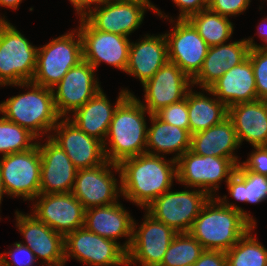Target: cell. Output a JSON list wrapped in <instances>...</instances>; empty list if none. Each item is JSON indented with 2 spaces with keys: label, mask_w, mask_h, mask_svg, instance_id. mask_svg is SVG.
<instances>
[{
  "label": "cell",
  "mask_w": 267,
  "mask_h": 266,
  "mask_svg": "<svg viewBox=\"0 0 267 266\" xmlns=\"http://www.w3.org/2000/svg\"><path fill=\"white\" fill-rule=\"evenodd\" d=\"M256 220L241 207L227 202V196L210 197L193 222L189 233L205 250L227 252Z\"/></svg>",
  "instance_id": "6da1fadb"
},
{
  "label": "cell",
  "mask_w": 267,
  "mask_h": 266,
  "mask_svg": "<svg viewBox=\"0 0 267 266\" xmlns=\"http://www.w3.org/2000/svg\"><path fill=\"white\" fill-rule=\"evenodd\" d=\"M143 153L122 160L120 169L121 196L141 208L171 189L177 180V161L173 158Z\"/></svg>",
  "instance_id": "7a4b0ae2"
},
{
  "label": "cell",
  "mask_w": 267,
  "mask_h": 266,
  "mask_svg": "<svg viewBox=\"0 0 267 266\" xmlns=\"http://www.w3.org/2000/svg\"><path fill=\"white\" fill-rule=\"evenodd\" d=\"M145 114L151 115L134 94L118 105L103 142L106 161L119 164L124 159L146 153L148 125Z\"/></svg>",
  "instance_id": "3957f363"
},
{
  "label": "cell",
  "mask_w": 267,
  "mask_h": 266,
  "mask_svg": "<svg viewBox=\"0 0 267 266\" xmlns=\"http://www.w3.org/2000/svg\"><path fill=\"white\" fill-rule=\"evenodd\" d=\"M13 85L26 87L28 91L2 101L0 114L27 129L36 138L45 136V133L50 137L48 133L52 132L61 118L55 108L52 89L32 81L10 84Z\"/></svg>",
  "instance_id": "277c9868"
},
{
  "label": "cell",
  "mask_w": 267,
  "mask_h": 266,
  "mask_svg": "<svg viewBox=\"0 0 267 266\" xmlns=\"http://www.w3.org/2000/svg\"><path fill=\"white\" fill-rule=\"evenodd\" d=\"M38 48L16 29L5 16L0 17V85L32 81Z\"/></svg>",
  "instance_id": "5b68a950"
},
{
  "label": "cell",
  "mask_w": 267,
  "mask_h": 266,
  "mask_svg": "<svg viewBox=\"0 0 267 266\" xmlns=\"http://www.w3.org/2000/svg\"><path fill=\"white\" fill-rule=\"evenodd\" d=\"M76 30L38 47L33 83L52 89L70 68L83 60L82 39Z\"/></svg>",
  "instance_id": "8992f818"
},
{
  "label": "cell",
  "mask_w": 267,
  "mask_h": 266,
  "mask_svg": "<svg viewBox=\"0 0 267 266\" xmlns=\"http://www.w3.org/2000/svg\"><path fill=\"white\" fill-rule=\"evenodd\" d=\"M177 161V182L187 188H198L215 197L220 183H227L237 165L229 158L201 156L190 149ZM202 188V189H201ZM214 193V194H213Z\"/></svg>",
  "instance_id": "52a82bcc"
},
{
  "label": "cell",
  "mask_w": 267,
  "mask_h": 266,
  "mask_svg": "<svg viewBox=\"0 0 267 266\" xmlns=\"http://www.w3.org/2000/svg\"><path fill=\"white\" fill-rule=\"evenodd\" d=\"M192 190V191H191ZM164 192L144 210L176 233H188L194 220L210 196L203 190L191 189Z\"/></svg>",
  "instance_id": "ba28073f"
},
{
  "label": "cell",
  "mask_w": 267,
  "mask_h": 266,
  "mask_svg": "<svg viewBox=\"0 0 267 266\" xmlns=\"http://www.w3.org/2000/svg\"><path fill=\"white\" fill-rule=\"evenodd\" d=\"M41 156L38 144L30 150L2 156L0 175L10 197L34 201L40 194Z\"/></svg>",
  "instance_id": "9c48e42d"
},
{
  "label": "cell",
  "mask_w": 267,
  "mask_h": 266,
  "mask_svg": "<svg viewBox=\"0 0 267 266\" xmlns=\"http://www.w3.org/2000/svg\"><path fill=\"white\" fill-rule=\"evenodd\" d=\"M65 263L69 258L89 266H127V252L121 244L88 231L76 229L64 237Z\"/></svg>",
  "instance_id": "30bf717a"
},
{
  "label": "cell",
  "mask_w": 267,
  "mask_h": 266,
  "mask_svg": "<svg viewBox=\"0 0 267 266\" xmlns=\"http://www.w3.org/2000/svg\"><path fill=\"white\" fill-rule=\"evenodd\" d=\"M112 168L113 171L119 173L120 178L118 164L109 161L93 168L77 170L71 193L85 210L118 202V197L120 198L122 194L121 181L118 182L117 178L114 177Z\"/></svg>",
  "instance_id": "8fae6325"
},
{
  "label": "cell",
  "mask_w": 267,
  "mask_h": 266,
  "mask_svg": "<svg viewBox=\"0 0 267 266\" xmlns=\"http://www.w3.org/2000/svg\"><path fill=\"white\" fill-rule=\"evenodd\" d=\"M143 219L140 226L135 220L133 222V238L127 251V265L139 263L141 266H159L177 233L146 210Z\"/></svg>",
  "instance_id": "7c38bea8"
},
{
  "label": "cell",
  "mask_w": 267,
  "mask_h": 266,
  "mask_svg": "<svg viewBox=\"0 0 267 266\" xmlns=\"http://www.w3.org/2000/svg\"><path fill=\"white\" fill-rule=\"evenodd\" d=\"M147 9L156 13L146 0L103 1L84 19L96 30L129 37L142 24Z\"/></svg>",
  "instance_id": "4fadbf2b"
},
{
  "label": "cell",
  "mask_w": 267,
  "mask_h": 266,
  "mask_svg": "<svg viewBox=\"0 0 267 266\" xmlns=\"http://www.w3.org/2000/svg\"><path fill=\"white\" fill-rule=\"evenodd\" d=\"M79 22L83 59L94 69L104 62L125 72L129 59V38L96 30L84 18H80Z\"/></svg>",
  "instance_id": "5bb4252c"
},
{
  "label": "cell",
  "mask_w": 267,
  "mask_h": 266,
  "mask_svg": "<svg viewBox=\"0 0 267 266\" xmlns=\"http://www.w3.org/2000/svg\"><path fill=\"white\" fill-rule=\"evenodd\" d=\"M94 72L93 66L83 59L52 88L55 108L61 118H68L69 112L82 107L101 89Z\"/></svg>",
  "instance_id": "9a60e30c"
},
{
  "label": "cell",
  "mask_w": 267,
  "mask_h": 266,
  "mask_svg": "<svg viewBox=\"0 0 267 266\" xmlns=\"http://www.w3.org/2000/svg\"><path fill=\"white\" fill-rule=\"evenodd\" d=\"M166 32L168 61L177 65L191 80L199 73L209 46L187 20L177 19Z\"/></svg>",
  "instance_id": "2e32d148"
},
{
  "label": "cell",
  "mask_w": 267,
  "mask_h": 266,
  "mask_svg": "<svg viewBox=\"0 0 267 266\" xmlns=\"http://www.w3.org/2000/svg\"><path fill=\"white\" fill-rule=\"evenodd\" d=\"M35 199L31 214L57 233L65 237L84 227L85 209L71 192L39 194Z\"/></svg>",
  "instance_id": "e0dca14e"
},
{
  "label": "cell",
  "mask_w": 267,
  "mask_h": 266,
  "mask_svg": "<svg viewBox=\"0 0 267 266\" xmlns=\"http://www.w3.org/2000/svg\"><path fill=\"white\" fill-rule=\"evenodd\" d=\"M49 135L77 169L93 168L106 162L103 142L81 131L68 118H60Z\"/></svg>",
  "instance_id": "ac0fdd59"
},
{
  "label": "cell",
  "mask_w": 267,
  "mask_h": 266,
  "mask_svg": "<svg viewBox=\"0 0 267 266\" xmlns=\"http://www.w3.org/2000/svg\"><path fill=\"white\" fill-rule=\"evenodd\" d=\"M143 86L142 106L155 114L161 108L186 98L192 80L174 63L167 61Z\"/></svg>",
  "instance_id": "d6986e66"
},
{
  "label": "cell",
  "mask_w": 267,
  "mask_h": 266,
  "mask_svg": "<svg viewBox=\"0 0 267 266\" xmlns=\"http://www.w3.org/2000/svg\"><path fill=\"white\" fill-rule=\"evenodd\" d=\"M16 227L23 235L26 245L42 264L64 265L65 249L64 236L52 230L46 224L38 220L33 214H23L15 211Z\"/></svg>",
  "instance_id": "ffe728a7"
},
{
  "label": "cell",
  "mask_w": 267,
  "mask_h": 266,
  "mask_svg": "<svg viewBox=\"0 0 267 266\" xmlns=\"http://www.w3.org/2000/svg\"><path fill=\"white\" fill-rule=\"evenodd\" d=\"M45 139V144L37 141L41 156L40 194L70 193L78 169L59 145L50 137Z\"/></svg>",
  "instance_id": "44dd1931"
},
{
  "label": "cell",
  "mask_w": 267,
  "mask_h": 266,
  "mask_svg": "<svg viewBox=\"0 0 267 266\" xmlns=\"http://www.w3.org/2000/svg\"><path fill=\"white\" fill-rule=\"evenodd\" d=\"M134 219L118 201L114 204L85 210L84 227L95 234L115 241L127 238L122 248L127 252L133 238ZM129 237V238H128Z\"/></svg>",
  "instance_id": "7402d4cb"
},
{
  "label": "cell",
  "mask_w": 267,
  "mask_h": 266,
  "mask_svg": "<svg viewBox=\"0 0 267 266\" xmlns=\"http://www.w3.org/2000/svg\"><path fill=\"white\" fill-rule=\"evenodd\" d=\"M120 91L116 103L112 106L101 88L89 101L73 112L72 118L69 115L68 119L87 135L105 142L115 109L128 95H133L127 89Z\"/></svg>",
  "instance_id": "603a6c76"
},
{
  "label": "cell",
  "mask_w": 267,
  "mask_h": 266,
  "mask_svg": "<svg viewBox=\"0 0 267 266\" xmlns=\"http://www.w3.org/2000/svg\"><path fill=\"white\" fill-rule=\"evenodd\" d=\"M216 97L228 108L232 105L258 100L255 76L249 57L226 71L208 89H201Z\"/></svg>",
  "instance_id": "cb8c5ba5"
},
{
  "label": "cell",
  "mask_w": 267,
  "mask_h": 266,
  "mask_svg": "<svg viewBox=\"0 0 267 266\" xmlns=\"http://www.w3.org/2000/svg\"><path fill=\"white\" fill-rule=\"evenodd\" d=\"M139 42H130L129 59L125 73L139 79L144 85L168 61L164 34H146Z\"/></svg>",
  "instance_id": "d4e9b609"
},
{
  "label": "cell",
  "mask_w": 267,
  "mask_h": 266,
  "mask_svg": "<svg viewBox=\"0 0 267 266\" xmlns=\"http://www.w3.org/2000/svg\"><path fill=\"white\" fill-rule=\"evenodd\" d=\"M249 46L245 39L209 47L199 73L192 79V86L208 89L232 67L242 63L247 57Z\"/></svg>",
  "instance_id": "484cf974"
},
{
  "label": "cell",
  "mask_w": 267,
  "mask_h": 266,
  "mask_svg": "<svg viewBox=\"0 0 267 266\" xmlns=\"http://www.w3.org/2000/svg\"><path fill=\"white\" fill-rule=\"evenodd\" d=\"M228 117L233 122L240 146L245 140L251 146H267V101L255 100L232 105Z\"/></svg>",
  "instance_id": "4316f807"
},
{
  "label": "cell",
  "mask_w": 267,
  "mask_h": 266,
  "mask_svg": "<svg viewBox=\"0 0 267 266\" xmlns=\"http://www.w3.org/2000/svg\"><path fill=\"white\" fill-rule=\"evenodd\" d=\"M239 147L234 125L229 117L207 130L191 135L192 152L201 156L229 158L237 166L241 161L234 152Z\"/></svg>",
  "instance_id": "83f0119b"
},
{
  "label": "cell",
  "mask_w": 267,
  "mask_h": 266,
  "mask_svg": "<svg viewBox=\"0 0 267 266\" xmlns=\"http://www.w3.org/2000/svg\"><path fill=\"white\" fill-rule=\"evenodd\" d=\"M149 118L151 126L147 128L146 153L158 156L173 153V159L178 160L190 149L191 133L188 130L167 124L155 114Z\"/></svg>",
  "instance_id": "f1b7e54d"
},
{
  "label": "cell",
  "mask_w": 267,
  "mask_h": 266,
  "mask_svg": "<svg viewBox=\"0 0 267 266\" xmlns=\"http://www.w3.org/2000/svg\"><path fill=\"white\" fill-rule=\"evenodd\" d=\"M187 93L189 132L191 135L207 130L228 117V107L217 98L192 91Z\"/></svg>",
  "instance_id": "f546056e"
},
{
  "label": "cell",
  "mask_w": 267,
  "mask_h": 266,
  "mask_svg": "<svg viewBox=\"0 0 267 266\" xmlns=\"http://www.w3.org/2000/svg\"><path fill=\"white\" fill-rule=\"evenodd\" d=\"M226 185L230 197L236 201L258 204L267 200V176L237 167Z\"/></svg>",
  "instance_id": "4dcf8cb0"
},
{
  "label": "cell",
  "mask_w": 267,
  "mask_h": 266,
  "mask_svg": "<svg viewBox=\"0 0 267 266\" xmlns=\"http://www.w3.org/2000/svg\"><path fill=\"white\" fill-rule=\"evenodd\" d=\"M209 47L226 43L234 31V24L228 17L204 9L187 19Z\"/></svg>",
  "instance_id": "1f68e13d"
},
{
  "label": "cell",
  "mask_w": 267,
  "mask_h": 266,
  "mask_svg": "<svg viewBox=\"0 0 267 266\" xmlns=\"http://www.w3.org/2000/svg\"><path fill=\"white\" fill-rule=\"evenodd\" d=\"M255 228H251L225 253L227 266H267V249L252 234Z\"/></svg>",
  "instance_id": "d6a6232c"
},
{
  "label": "cell",
  "mask_w": 267,
  "mask_h": 266,
  "mask_svg": "<svg viewBox=\"0 0 267 266\" xmlns=\"http://www.w3.org/2000/svg\"><path fill=\"white\" fill-rule=\"evenodd\" d=\"M204 248L189 232L177 233L171 241L159 266H185L194 264Z\"/></svg>",
  "instance_id": "836d02e7"
},
{
  "label": "cell",
  "mask_w": 267,
  "mask_h": 266,
  "mask_svg": "<svg viewBox=\"0 0 267 266\" xmlns=\"http://www.w3.org/2000/svg\"><path fill=\"white\" fill-rule=\"evenodd\" d=\"M38 140L27 129L3 116L0 117V153L2 156L30 150Z\"/></svg>",
  "instance_id": "e575fe53"
},
{
  "label": "cell",
  "mask_w": 267,
  "mask_h": 266,
  "mask_svg": "<svg viewBox=\"0 0 267 266\" xmlns=\"http://www.w3.org/2000/svg\"><path fill=\"white\" fill-rule=\"evenodd\" d=\"M248 57L255 76L257 97L267 101V51L252 48L249 49Z\"/></svg>",
  "instance_id": "d590c367"
},
{
  "label": "cell",
  "mask_w": 267,
  "mask_h": 266,
  "mask_svg": "<svg viewBox=\"0 0 267 266\" xmlns=\"http://www.w3.org/2000/svg\"><path fill=\"white\" fill-rule=\"evenodd\" d=\"M155 115L163 122L189 131V119L186 98L161 108Z\"/></svg>",
  "instance_id": "8d00e7d4"
},
{
  "label": "cell",
  "mask_w": 267,
  "mask_h": 266,
  "mask_svg": "<svg viewBox=\"0 0 267 266\" xmlns=\"http://www.w3.org/2000/svg\"><path fill=\"white\" fill-rule=\"evenodd\" d=\"M14 247L9 252L0 253V266H12V264L13 266H34L37 264L35 254L26 245L15 242ZM7 256H10L12 262L7 260Z\"/></svg>",
  "instance_id": "74e56055"
},
{
  "label": "cell",
  "mask_w": 267,
  "mask_h": 266,
  "mask_svg": "<svg viewBox=\"0 0 267 266\" xmlns=\"http://www.w3.org/2000/svg\"><path fill=\"white\" fill-rule=\"evenodd\" d=\"M255 150L249 154L246 161L237 166L242 171H250L267 176V146H253Z\"/></svg>",
  "instance_id": "f35d334b"
},
{
  "label": "cell",
  "mask_w": 267,
  "mask_h": 266,
  "mask_svg": "<svg viewBox=\"0 0 267 266\" xmlns=\"http://www.w3.org/2000/svg\"><path fill=\"white\" fill-rule=\"evenodd\" d=\"M250 2L251 0H209L207 8L221 16L230 17L242 14Z\"/></svg>",
  "instance_id": "ab89813d"
},
{
  "label": "cell",
  "mask_w": 267,
  "mask_h": 266,
  "mask_svg": "<svg viewBox=\"0 0 267 266\" xmlns=\"http://www.w3.org/2000/svg\"><path fill=\"white\" fill-rule=\"evenodd\" d=\"M179 8L177 19H188L191 15L207 9L209 0H172Z\"/></svg>",
  "instance_id": "60d3db41"
},
{
  "label": "cell",
  "mask_w": 267,
  "mask_h": 266,
  "mask_svg": "<svg viewBox=\"0 0 267 266\" xmlns=\"http://www.w3.org/2000/svg\"><path fill=\"white\" fill-rule=\"evenodd\" d=\"M194 266H227L225 252L204 250Z\"/></svg>",
  "instance_id": "b9f144b4"
},
{
  "label": "cell",
  "mask_w": 267,
  "mask_h": 266,
  "mask_svg": "<svg viewBox=\"0 0 267 266\" xmlns=\"http://www.w3.org/2000/svg\"><path fill=\"white\" fill-rule=\"evenodd\" d=\"M73 4L77 15L80 18H84L93 8L91 5L95 4L97 7L104 0H69Z\"/></svg>",
  "instance_id": "7bdbcfd3"
},
{
  "label": "cell",
  "mask_w": 267,
  "mask_h": 266,
  "mask_svg": "<svg viewBox=\"0 0 267 266\" xmlns=\"http://www.w3.org/2000/svg\"><path fill=\"white\" fill-rule=\"evenodd\" d=\"M258 35L261 40L265 42V45H258L254 42L253 37L246 39L250 49L256 48L261 51H267V17L263 18L258 25Z\"/></svg>",
  "instance_id": "ee69618b"
},
{
  "label": "cell",
  "mask_w": 267,
  "mask_h": 266,
  "mask_svg": "<svg viewBox=\"0 0 267 266\" xmlns=\"http://www.w3.org/2000/svg\"><path fill=\"white\" fill-rule=\"evenodd\" d=\"M23 0H0V6L17 10Z\"/></svg>",
  "instance_id": "f6af8a7d"
},
{
  "label": "cell",
  "mask_w": 267,
  "mask_h": 266,
  "mask_svg": "<svg viewBox=\"0 0 267 266\" xmlns=\"http://www.w3.org/2000/svg\"><path fill=\"white\" fill-rule=\"evenodd\" d=\"M104 1H111V0H104ZM146 1L154 8V10L156 11V14L159 15L161 18H165V17L167 19L169 18V17H167V15H165V14L163 15L162 14L163 12L161 10H159L157 7H155V5L150 2V0H146Z\"/></svg>",
  "instance_id": "bcb514c9"
},
{
  "label": "cell",
  "mask_w": 267,
  "mask_h": 266,
  "mask_svg": "<svg viewBox=\"0 0 267 266\" xmlns=\"http://www.w3.org/2000/svg\"><path fill=\"white\" fill-rule=\"evenodd\" d=\"M6 194L2 180H1V175H0V205H1V201L3 199V196ZM1 219V218H0Z\"/></svg>",
  "instance_id": "7dc6e473"
},
{
  "label": "cell",
  "mask_w": 267,
  "mask_h": 266,
  "mask_svg": "<svg viewBox=\"0 0 267 266\" xmlns=\"http://www.w3.org/2000/svg\"><path fill=\"white\" fill-rule=\"evenodd\" d=\"M42 266H44V264ZM46 266H64V265H49V264H46Z\"/></svg>",
  "instance_id": "c3c4849f"
}]
</instances>
